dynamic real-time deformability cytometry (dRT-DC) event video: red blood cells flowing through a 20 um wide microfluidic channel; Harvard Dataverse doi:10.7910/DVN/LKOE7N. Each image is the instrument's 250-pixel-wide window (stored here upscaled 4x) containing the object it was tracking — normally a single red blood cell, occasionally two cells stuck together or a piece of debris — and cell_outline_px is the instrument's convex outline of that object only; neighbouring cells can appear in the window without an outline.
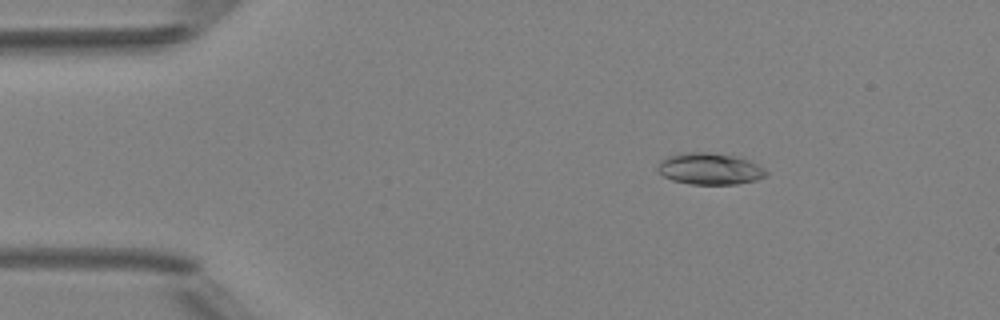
{"species": "Egyptian fruit bat (a non-hibernating species)", "species_latin": "Rousettus aegyptiacus", "temperature_condition": "room temperature", "stored_images_in_passage": 5, "camera_frame_rate_fps": 3000, "um_per_image_px": 0.085, "animal": {"sex": "female"}, "frame": {"image": 1, "passage_image": 3, "time_ms": 2.333, "image_size_px": [1000, 320], "cell_outline_px": [[768, 176], [756, 180], [736, 184], [688, 184], [672, 180], [664, 176], [656, 168], [656, 164], [660, 160], [668, 156], [684, 152], [708, 152], [732, 156], [748, 160], [764, 168], [768, 172]], "centroid_in_image_um": [60.31, 14.35], "position_along_channel_um": 24.7, "area_um2": 20.0}}